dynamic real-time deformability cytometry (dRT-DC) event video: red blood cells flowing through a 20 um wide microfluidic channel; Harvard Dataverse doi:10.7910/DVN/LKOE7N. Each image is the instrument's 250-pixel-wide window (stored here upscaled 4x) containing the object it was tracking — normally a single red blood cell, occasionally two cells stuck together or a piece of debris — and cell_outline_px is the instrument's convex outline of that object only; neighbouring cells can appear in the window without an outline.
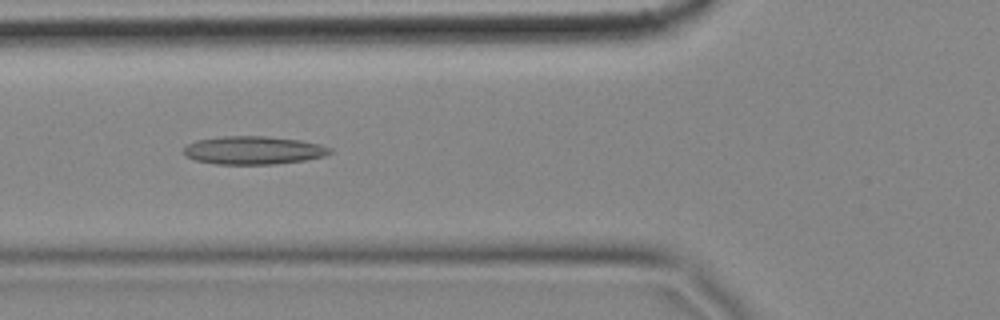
{"species": "common noctule bat (a hibernating species)", "species_latin": "Nyctalus noctula", "temperature_condition": "cold", "stored_images_in_passage": 55, "camera_frame_rate_fps": 3000, "um_per_image_px": 0.085, "animal": {"sex": "female", "body_mass_g": 18.4}, "frame": {"image": 1, "passage_image": 18, "time_ms": 5.667, "image_size_px": [1000, 320], "cell_outline_px": [[332, 152], [324, 156], [304, 160], [276, 164], [216, 164], [196, 160], [184, 156], [184, 148], [188, 144], [196, 140], [220, 136], [268, 136], [300, 140], [320, 144], [332, 148]], "centroid_in_image_um": [21.54, 12.77], "position_along_channel_um": 104.3, "area_um2": 24.1}}
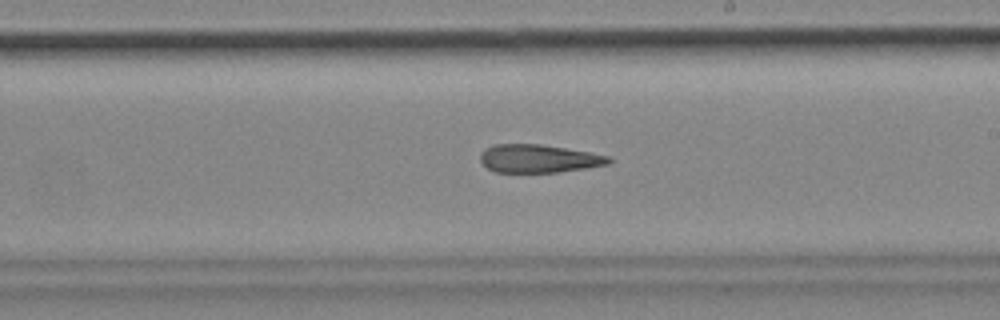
{"frame": {"image": 2, "passage_image": 30, "time_ms": 9.667, "image_size_px": [1000, 320], "cell_outline_px": [[612, 160], [608, 164], [560, 172], [496, 172], [488, 168], [480, 160], [480, 152], [484, 148], [496, 144], [540, 144], [592, 152], [612, 156]], "centroid_in_image_um": [45.8, 13.47], "position_along_channel_um": 243.2, "area_um2": 21.15}}
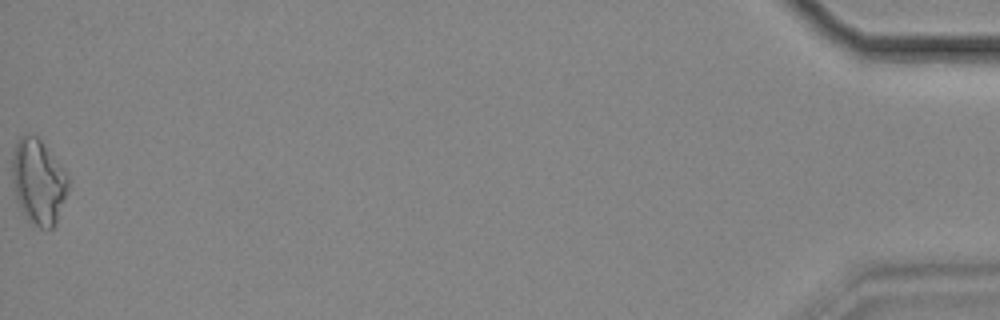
{"frame": {"image": 3, "passage_image": 55, "time_ms": 18.0, "image_size_px": [1000, 320], "cell_outline_px": [[68, 188], [56, 224], [52, 228], [32, 228], [24, 216], [16, 200], [12, 180], [12, 152], [16, 140], [20, 136], [36, 136], [40, 140], [64, 168], [68, 176]], "centroid_in_image_um": [3.24, 15.49], "position_along_channel_um": 432.0, "area_um2": 28.09}, "authors_computed_cell_mechanics": {"area_um2": 22.6576, "velocity_mm_per_s": 3.4875, "shape_relaxation_time_tau1_ms": null, "shape_relaxation_time_tau2_ms": 4.8384, "deformation_change_tau1": null, "deformation_change_tau2": 0.1691}}